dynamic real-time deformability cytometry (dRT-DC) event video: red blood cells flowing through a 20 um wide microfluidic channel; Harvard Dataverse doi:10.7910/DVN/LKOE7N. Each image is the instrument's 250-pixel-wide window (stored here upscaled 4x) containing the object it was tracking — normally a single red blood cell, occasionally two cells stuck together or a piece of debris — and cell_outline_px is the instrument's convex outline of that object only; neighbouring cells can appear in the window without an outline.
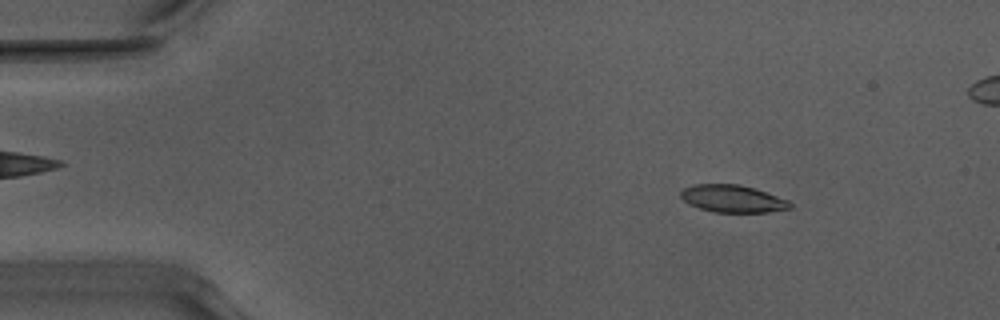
{"species": "Egyptian fruit bat (a non-hibernating species)", "species_latin": "Rousettus aegyptiacus", "temperature_condition": "warm", "stored_images_in_passage": 53, "segment_of_instrument_passage": [1, 2], "camera_frame_rate_fps": 3000, "um_per_image_px": 0.085, "animal": {"sex": "male"}, "frame": {"image": 1, "passage_image": 7, "time_ms": 2.0, "image_size_px": [1000, 320], "cell_outline_px": [[792, 208], [768, 212], [712, 212], [688, 204], [680, 196], [680, 192], [684, 188], [692, 184], [740, 184], [788, 200], [792, 204]], "centroid_in_image_um": [62.24, 16.89], "position_along_channel_um": 22.8, "area_um2": 17.34}}
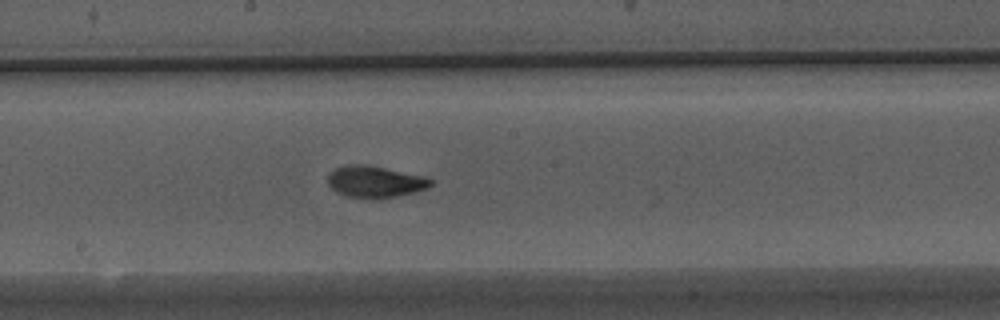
{"frame": {"image": 2, "passage_image": 28, "time_ms": 9.0, "image_size_px": [1000, 320], "cell_outline_px": [[432, 184], [428, 188], [416, 192], [376, 200], [348, 196], [332, 188], [328, 184], [328, 176], [336, 168], [344, 164], [364, 164], [424, 176], [432, 180]], "centroid_in_image_um": [31.9, 15.45], "position_along_channel_um": 216.3, "area_um2": 18.9}}
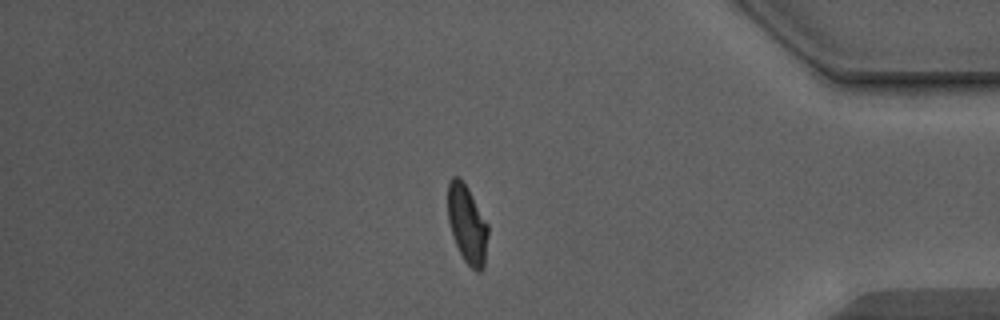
{"frame": {"image": 3, "passage_image": 44, "time_ms": 14.333, "image_size_px": [1000, 320], "cell_outline_px": [[488, 232], [484, 264], [480, 272], [476, 272], [464, 260], [456, 244], [448, 220], [448, 180], [452, 176], [460, 176], [468, 188], [488, 224]], "centroid_in_image_um": [39.7, 19.02], "position_along_channel_um": 395.5, "area_um2": 18.21}}